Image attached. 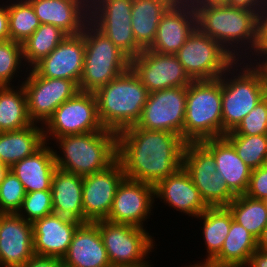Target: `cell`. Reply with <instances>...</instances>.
I'll return each instance as SVG.
<instances>
[{"mask_svg":"<svg viewBox=\"0 0 267 267\" xmlns=\"http://www.w3.org/2000/svg\"><path fill=\"white\" fill-rule=\"evenodd\" d=\"M52 213L54 212L51 190L26 193L22 206L17 212L24 220L31 223Z\"/></svg>","mask_w":267,"mask_h":267,"instance_id":"f35d334b","label":"cell"},{"mask_svg":"<svg viewBox=\"0 0 267 267\" xmlns=\"http://www.w3.org/2000/svg\"><path fill=\"white\" fill-rule=\"evenodd\" d=\"M132 0H90L89 21L130 59L143 49L131 25Z\"/></svg>","mask_w":267,"mask_h":267,"instance_id":"4fadbf2b","label":"cell"},{"mask_svg":"<svg viewBox=\"0 0 267 267\" xmlns=\"http://www.w3.org/2000/svg\"><path fill=\"white\" fill-rule=\"evenodd\" d=\"M34 255L32 223L0 213V267H23Z\"/></svg>","mask_w":267,"mask_h":267,"instance_id":"ac0fdd59","label":"cell"},{"mask_svg":"<svg viewBox=\"0 0 267 267\" xmlns=\"http://www.w3.org/2000/svg\"><path fill=\"white\" fill-rule=\"evenodd\" d=\"M130 67L148 92L188 86L192 80L175 54H161L144 49L131 59Z\"/></svg>","mask_w":267,"mask_h":267,"instance_id":"9a60e30c","label":"cell"},{"mask_svg":"<svg viewBox=\"0 0 267 267\" xmlns=\"http://www.w3.org/2000/svg\"><path fill=\"white\" fill-rule=\"evenodd\" d=\"M23 63L22 44L11 39L0 41V87L13 85L10 82L18 76Z\"/></svg>","mask_w":267,"mask_h":267,"instance_id":"8d00e7d4","label":"cell"},{"mask_svg":"<svg viewBox=\"0 0 267 267\" xmlns=\"http://www.w3.org/2000/svg\"><path fill=\"white\" fill-rule=\"evenodd\" d=\"M203 220V237L207 248L204 261H211L222 249L233 217L226 206L208 207L198 217Z\"/></svg>","mask_w":267,"mask_h":267,"instance_id":"1f68e13d","label":"cell"},{"mask_svg":"<svg viewBox=\"0 0 267 267\" xmlns=\"http://www.w3.org/2000/svg\"><path fill=\"white\" fill-rule=\"evenodd\" d=\"M233 220L241 224L258 239L267 225V205L265 200H257L243 195L236 196L226 206Z\"/></svg>","mask_w":267,"mask_h":267,"instance_id":"836d02e7","label":"cell"},{"mask_svg":"<svg viewBox=\"0 0 267 267\" xmlns=\"http://www.w3.org/2000/svg\"><path fill=\"white\" fill-rule=\"evenodd\" d=\"M0 5V41L10 40L8 5Z\"/></svg>","mask_w":267,"mask_h":267,"instance_id":"f6af8a7d","label":"cell"},{"mask_svg":"<svg viewBox=\"0 0 267 267\" xmlns=\"http://www.w3.org/2000/svg\"><path fill=\"white\" fill-rule=\"evenodd\" d=\"M37 125V126H36ZM32 124L18 131L0 132V163L8 169L33 155L44 144L43 126Z\"/></svg>","mask_w":267,"mask_h":267,"instance_id":"83f0119b","label":"cell"},{"mask_svg":"<svg viewBox=\"0 0 267 267\" xmlns=\"http://www.w3.org/2000/svg\"><path fill=\"white\" fill-rule=\"evenodd\" d=\"M248 267H267V251L257 249L250 257Z\"/></svg>","mask_w":267,"mask_h":267,"instance_id":"bcb514c9","label":"cell"},{"mask_svg":"<svg viewBox=\"0 0 267 267\" xmlns=\"http://www.w3.org/2000/svg\"><path fill=\"white\" fill-rule=\"evenodd\" d=\"M201 143L214 155L217 172L221 173L229 190L235 196L245 194L252 169L237 155L233 145L224 136Z\"/></svg>","mask_w":267,"mask_h":267,"instance_id":"d4e9b609","label":"cell"},{"mask_svg":"<svg viewBox=\"0 0 267 267\" xmlns=\"http://www.w3.org/2000/svg\"><path fill=\"white\" fill-rule=\"evenodd\" d=\"M171 5L169 0H132V30L143 50L153 44L159 22Z\"/></svg>","mask_w":267,"mask_h":267,"instance_id":"f1b7e54d","label":"cell"},{"mask_svg":"<svg viewBox=\"0 0 267 267\" xmlns=\"http://www.w3.org/2000/svg\"><path fill=\"white\" fill-rule=\"evenodd\" d=\"M267 2V0H228L227 5L245 10L257 11Z\"/></svg>","mask_w":267,"mask_h":267,"instance_id":"ee69618b","label":"cell"},{"mask_svg":"<svg viewBox=\"0 0 267 267\" xmlns=\"http://www.w3.org/2000/svg\"><path fill=\"white\" fill-rule=\"evenodd\" d=\"M175 55L192 81L218 79L236 62L197 27Z\"/></svg>","mask_w":267,"mask_h":267,"instance_id":"9c48e42d","label":"cell"},{"mask_svg":"<svg viewBox=\"0 0 267 267\" xmlns=\"http://www.w3.org/2000/svg\"><path fill=\"white\" fill-rule=\"evenodd\" d=\"M110 267H141V266H110Z\"/></svg>","mask_w":267,"mask_h":267,"instance_id":"db71d44e","label":"cell"},{"mask_svg":"<svg viewBox=\"0 0 267 267\" xmlns=\"http://www.w3.org/2000/svg\"><path fill=\"white\" fill-rule=\"evenodd\" d=\"M85 40L83 33L68 35L32 69L44 78L74 81L78 86L83 71Z\"/></svg>","mask_w":267,"mask_h":267,"instance_id":"d6986e66","label":"cell"},{"mask_svg":"<svg viewBox=\"0 0 267 267\" xmlns=\"http://www.w3.org/2000/svg\"><path fill=\"white\" fill-rule=\"evenodd\" d=\"M81 224L55 213L37 219L32 223L34 254L62 258Z\"/></svg>","mask_w":267,"mask_h":267,"instance_id":"ffe728a7","label":"cell"},{"mask_svg":"<svg viewBox=\"0 0 267 267\" xmlns=\"http://www.w3.org/2000/svg\"><path fill=\"white\" fill-rule=\"evenodd\" d=\"M45 143L33 155L25 157L9 168L23 184L26 193L51 190L52 178L57 169L55 151Z\"/></svg>","mask_w":267,"mask_h":267,"instance_id":"484cf974","label":"cell"},{"mask_svg":"<svg viewBox=\"0 0 267 267\" xmlns=\"http://www.w3.org/2000/svg\"><path fill=\"white\" fill-rule=\"evenodd\" d=\"M260 58L259 62H255L256 65L263 71L264 76H265V81L267 83V52H265Z\"/></svg>","mask_w":267,"mask_h":267,"instance_id":"681fc988","label":"cell"},{"mask_svg":"<svg viewBox=\"0 0 267 267\" xmlns=\"http://www.w3.org/2000/svg\"><path fill=\"white\" fill-rule=\"evenodd\" d=\"M55 143L62 155L54 150L57 168L82 177L102 171L117 160V133L111 130L66 135Z\"/></svg>","mask_w":267,"mask_h":267,"instance_id":"277c9868","label":"cell"},{"mask_svg":"<svg viewBox=\"0 0 267 267\" xmlns=\"http://www.w3.org/2000/svg\"><path fill=\"white\" fill-rule=\"evenodd\" d=\"M7 170L8 168L5 165L0 163V182Z\"/></svg>","mask_w":267,"mask_h":267,"instance_id":"f5cc1de1","label":"cell"},{"mask_svg":"<svg viewBox=\"0 0 267 267\" xmlns=\"http://www.w3.org/2000/svg\"><path fill=\"white\" fill-rule=\"evenodd\" d=\"M193 9L196 12V27L202 33L218 42L235 61L251 62V58L255 56L256 45L255 11L227 4L193 7Z\"/></svg>","mask_w":267,"mask_h":267,"instance_id":"7a4b0ae2","label":"cell"},{"mask_svg":"<svg viewBox=\"0 0 267 267\" xmlns=\"http://www.w3.org/2000/svg\"><path fill=\"white\" fill-rule=\"evenodd\" d=\"M9 1L11 2L7 4L10 39L22 44L40 26V22L28 0Z\"/></svg>","mask_w":267,"mask_h":267,"instance_id":"e575fe53","label":"cell"},{"mask_svg":"<svg viewBox=\"0 0 267 267\" xmlns=\"http://www.w3.org/2000/svg\"><path fill=\"white\" fill-rule=\"evenodd\" d=\"M154 199V185L125 177L117 188L106 221L144 229Z\"/></svg>","mask_w":267,"mask_h":267,"instance_id":"e0dca14e","label":"cell"},{"mask_svg":"<svg viewBox=\"0 0 267 267\" xmlns=\"http://www.w3.org/2000/svg\"><path fill=\"white\" fill-rule=\"evenodd\" d=\"M182 166L209 207L227 206L236 197L217 172L214 155L201 142L186 143Z\"/></svg>","mask_w":267,"mask_h":267,"instance_id":"30bf717a","label":"cell"},{"mask_svg":"<svg viewBox=\"0 0 267 267\" xmlns=\"http://www.w3.org/2000/svg\"><path fill=\"white\" fill-rule=\"evenodd\" d=\"M258 249L267 251V225L265 229L262 231L260 237L257 239Z\"/></svg>","mask_w":267,"mask_h":267,"instance_id":"c3c4849f","label":"cell"},{"mask_svg":"<svg viewBox=\"0 0 267 267\" xmlns=\"http://www.w3.org/2000/svg\"><path fill=\"white\" fill-rule=\"evenodd\" d=\"M245 195L257 199H267V164L253 169Z\"/></svg>","mask_w":267,"mask_h":267,"instance_id":"60d3db41","label":"cell"},{"mask_svg":"<svg viewBox=\"0 0 267 267\" xmlns=\"http://www.w3.org/2000/svg\"><path fill=\"white\" fill-rule=\"evenodd\" d=\"M196 0H169L172 5H187L192 6Z\"/></svg>","mask_w":267,"mask_h":267,"instance_id":"816d5d0a","label":"cell"},{"mask_svg":"<svg viewBox=\"0 0 267 267\" xmlns=\"http://www.w3.org/2000/svg\"><path fill=\"white\" fill-rule=\"evenodd\" d=\"M186 100L187 86L149 93L136 126L148 130L167 131L183 138Z\"/></svg>","mask_w":267,"mask_h":267,"instance_id":"5bb4252c","label":"cell"},{"mask_svg":"<svg viewBox=\"0 0 267 267\" xmlns=\"http://www.w3.org/2000/svg\"><path fill=\"white\" fill-rule=\"evenodd\" d=\"M154 198L163 199L176 211L194 218L209 207L183 166L154 186Z\"/></svg>","mask_w":267,"mask_h":267,"instance_id":"603a6c76","label":"cell"},{"mask_svg":"<svg viewBox=\"0 0 267 267\" xmlns=\"http://www.w3.org/2000/svg\"><path fill=\"white\" fill-rule=\"evenodd\" d=\"M68 36L51 24H40L34 33L22 43L23 60L29 69L47 57Z\"/></svg>","mask_w":267,"mask_h":267,"instance_id":"d6a6232c","label":"cell"},{"mask_svg":"<svg viewBox=\"0 0 267 267\" xmlns=\"http://www.w3.org/2000/svg\"><path fill=\"white\" fill-rule=\"evenodd\" d=\"M196 28L192 6L171 5L163 14L153 44L148 48L161 54H176Z\"/></svg>","mask_w":267,"mask_h":267,"instance_id":"7402d4cb","label":"cell"},{"mask_svg":"<svg viewBox=\"0 0 267 267\" xmlns=\"http://www.w3.org/2000/svg\"><path fill=\"white\" fill-rule=\"evenodd\" d=\"M23 267H64L62 258L34 255Z\"/></svg>","mask_w":267,"mask_h":267,"instance_id":"7bdbcfd3","label":"cell"},{"mask_svg":"<svg viewBox=\"0 0 267 267\" xmlns=\"http://www.w3.org/2000/svg\"><path fill=\"white\" fill-rule=\"evenodd\" d=\"M186 267H223V266H220L216 263H213L211 261H202L200 263H196L194 265H186Z\"/></svg>","mask_w":267,"mask_h":267,"instance_id":"f907efd6","label":"cell"},{"mask_svg":"<svg viewBox=\"0 0 267 267\" xmlns=\"http://www.w3.org/2000/svg\"><path fill=\"white\" fill-rule=\"evenodd\" d=\"M218 137H223L222 76L192 81L187 86L183 139L201 142Z\"/></svg>","mask_w":267,"mask_h":267,"instance_id":"8992f818","label":"cell"},{"mask_svg":"<svg viewBox=\"0 0 267 267\" xmlns=\"http://www.w3.org/2000/svg\"><path fill=\"white\" fill-rule=\"evenodd\" d=\"M266 95L263 71L253 62L236 61L222 75L223 136L233 131Z\"/></svg>","mask_w":267,"mask_h":267,"instance_id":"5b68a950","label":"cell"},{"mask_svg":"<svg viewBox=\"0 0 267 267\" xmlns=\"http://www.w3.org/2000/svg\"><path fill=\"white\" fill-rule=\"evenodd\" d=\"M228 0H196L192 7L227 4Z\"/></svg>","mask_w":267,"mask_h":267,"instance_id":"7dc6e473","label":"cell"},{"mask_svg":"<svg viewBox=\"0 0 267 267\" xmlns=\"http://www.w3.org/2000/svg\"><path fill=\"white\" fill-rule=\"evenodd\" d=\"M124 178L118 159L108 168L83 177L84 223L107 219L117 188Z\"/></svg>","mask_w":267,"mask_h":267,"instance_id":"2e32d148","label":"cell"},{"mask_svg":"<svg viewBox=\"0 0 267 267\" xmlns=\"http://www.w3.org/2000/svg\"><path fill=\"white\" fill-rule=\"evenodd\" d=\"M94 94L104 129L118 133L137 124L149 92L130 67Z\"/></svg>","mask_w":267,"mask_h":267,"instance_id":"3957f363","label":"cell"},{"mask_svg":"<svg viewBox=\"0 0 267 267\" xmlns=\"http://www.w3.org/2000/svg\"><path fill=\"white\" fill-rule=\"evenodd\" d=\"M85 40L82 92H95L130 68L131 59L90 21L82 31Z\"/></svg>","mask_w":267,"mask_h":267,"instance_id":"52a82bcc","label":"cell"},{"mask_svg":"<svg viewBox=\"0 0 267 267\" xmlns=\"http://www.w3.org/2000/svg\"><path fill=\"white\" fill-rule=\"evenodd\" d=\"M44 126L45 143L66 135L104 130L98 116L94 92L79 91L75 96L63 102Z\"/></svg>","mask_w":267,"mask_h":267,"instance_id":"8fae6325","label":"cell"},{"mask_svg":"<svg viewBox=\"0 0 267 267\" xmlns=\"http://www.w3.org/2000/svg\"><path fill=\"white\" fill-rule=\"evenodd\" d=\"M40 24H51L67 35L81 34L89 22L90 0H28Z\"/></svg>","mask_w":267,"mask_h":267,"instance_id":"44dd1931","label":"cell"},{"mask_svg":"<svg viewBox=\"0 0 267 267\" xmlns=\"http://www.w3.org/2000/svg\"><path fill=\"white\" fill-rule=\"evenodd\" d=\"M14 88V85L0 87V132L18 131L33 124L22 83Z\"/></svg>","mask_w":267,"mask_h":267,"instance_id":"4dcf8cb0","label":"cell"},{"mask_svg":"<svg viewBox=\"0 0 267 267\" xmlns=\"http://www.w3.org/2000/svg\"><path fill=\"white\" fill-rule=\"evenodd\" d=\"M25 194L21 181L8 169L0 182V213H17Z\"/></svg>","mask_w":267,"mask_h":267,"instance_id":"74e56055","label":"cell"},{"mask_svg":"<svg viewBox=\"0 0 267 267\" xmlns=\"http://www.w3.org/2000/svg\"><path fill=\"white\" fill-rule=\"evenodd\" d=\"M267 134V95L261 99L231 132L225 135Z\"/></svg>","mask_w":267,"mask_h":267,"instance_id":"ab89813d","label":"cell"},{"mask_svg":"<svg viewBox=\"0 0 267 267\" xmlns=\"http://www.w3.org/2000/svg\"><path fill=\"white\" fill-rule=\"evenodd\" d=\"M26 72L22 82L27 98V111L33 124H46L54 111L66 100L75 96L80 90L72 80L61 78H44L39 76L33 69ZM42 124V125H41Z\"/></svg>","mask_w":267,"mask_h":267,"instance_id":"7c38bea8","label":"cell"},{"mask_svg":"<svg viewBox=\"0 0 267 267\" xmlns=\"http://www.w3.org/2000/svg\"><path fill=\"white\" fill-rule=\"evenodd\" d=\"M62 260L64 267L111 266L107 250L95 223H82L77 228Z\"/></svg>","mask_w":267,"mask_h":267,"instance_id":"cb8c5ba5","label":"cell"},{"mask_svg":"<svg viewBox=\"0 0 267 267\" xmlns=\"http://www.w3.org/2000/svg\"><path fill=\"white\" fill-rule=\"evenodd\" d=\"M257 249V239L233 220L221 251L211 262L223 267H247L251 255Z\"/></svg>","mask_w":267,"mask_h":267,"instance_id":"f546056e","label":"cell"},{"mask_svg":"<svg viewBox=\"0 0 267 267\" xmlns=\"http://www.w3.org/2000/svg\"><path fill=\"white\" fill-rule=\"evenodd\" d=\"M94 223L98 226L111 266H152L145 259L149 258L155 245L146 228L106 220Z\"/></svg>","mask_w":267,"mask_h":267,"instance_id":"ba28073f","label":"cell"},{"mask_svg":"<svg viewBox=\"0 0 267 267\" xmlns=\"http://www.w3.org/2000/svg\"><path fill=\"white\" fill-rule=\"evenodd\" d=\"M82 187V176L57 168L51 186L53 212L84 223Z\"/></svg>","mask_w":267,"mask_h":267,"instance_id":"4316f807","label":"cell"},{"mask_svg":"<svg viewBox=\"0 0 267 267\" xmlns=\"http://www.w3.org/2000/svg\"><path fill=\"white\" fill-rule=\"evenodd\" d=\"M255 57L251 62H257L267 52V2L257 11ZM258 57V58H257ZM255 59V60H253ZM258 59V60H257Z\"/></svg>","mask_w":267,"mask_h":267,"instance_id":"b9f144b4","label":"cell"},{"mask_svg":"<svg viewBox=\"0 0 267 267\" xmlns=\"http://www.w3.org/2000/svg\"><path fill=\"white\" fill-rule=\"evenodd\" d=\"M233 145L237 155L252 170L267 164V134L224 135Z\"/></svg>","mask_w":267,"mask_h":267,"instance_id":"d590c367","label":"cell"},{"mask_svg":"<svg viewBox=\"0 0 267 267\" xmlns=\"http://www.w3.org/2000/svg\"><path fill=\"white\" fill-rule=\"evenodd\" d=\"M186 143L178 134L133 125L117 133V159L126 178L155 186L182 167Z\"/></svg>","mask_w":267,"mask_h":267,"instance_id":"6da1fadb","label":"cell"}]
</instances>
